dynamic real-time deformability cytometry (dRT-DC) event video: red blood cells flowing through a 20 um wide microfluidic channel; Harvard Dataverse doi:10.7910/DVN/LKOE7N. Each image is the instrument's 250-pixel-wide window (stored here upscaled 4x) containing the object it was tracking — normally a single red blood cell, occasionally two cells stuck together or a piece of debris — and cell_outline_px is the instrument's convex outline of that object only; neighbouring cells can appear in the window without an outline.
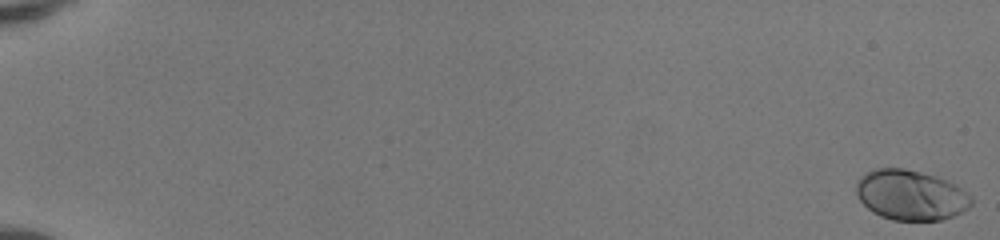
{"species": "human", "species_latin": "Homo sapiens", "temperature_condition": "room temperature", "stored_images_in_passage": 52, "camera_frame_rate_fps": 3000, "um_per_image_px": 0.085, "donor": {"sex": "female"}, "frame": {"image": 1, "passage_image": 1, "time_ms": 0.0, "image_size_px": [1000, 240], "cell_outline_px": [[972, 204], [968, 208], [952, 216], [940, 220], [892, 220], [880, 216], [872, 212], [856, 196], [856, 184], [860, 176], [876, 168], [904, 168], [936, 176], [956, 184], [972, 196]], "centroid_in_image_um": [77.4, 16.58], "position_along_channel_um": 7.6, "area_um2": 33.7}}
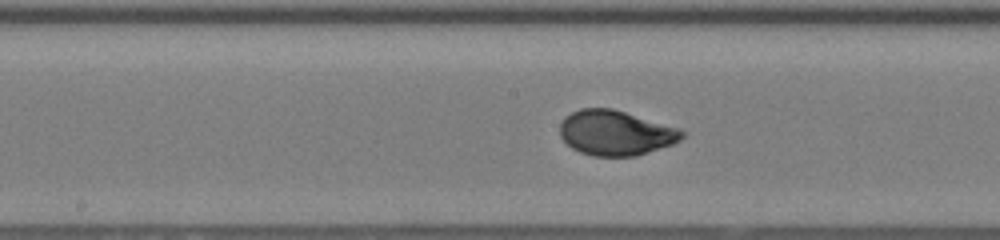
{"frame": {"image": 2, "passage_image": 30, "time_ms": 9.667, "image_size_px": [1000, 240], "cell_outline_px": [[684, 136], [680, 140], [672, 144], [636, 156], [592, 156], [580, 152], [572, 148], [560, 136], [560, 124], [564, 116], [580, 108], [612, 108], [680, 128], [684, 132]], "centroid_in_image_um": [52.31, 11.29], "position_along_channel_um": 195.9, "area_um2": 32.02}}
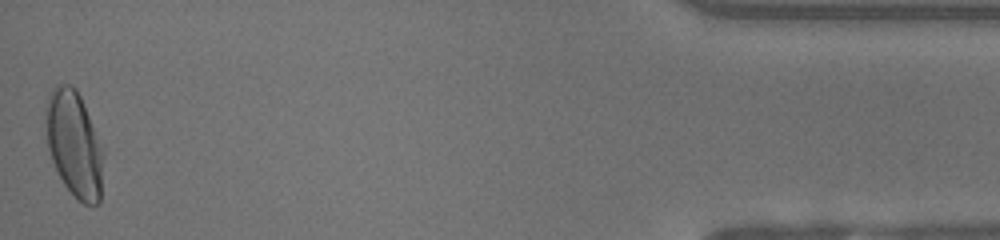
{"frame": {"image": 3, "passage_image": 52, "time_ms": 17.0, "image_size_px": [1000, 240], "cell_outline_px": [[104, 156], [100, 204], [84, 204], [76, 200], [64, 184], [52, 160], [48, 148], [44, 120], [44, 108], [48, 96], [52, 88], [56, 84], [68, 84], [76, 88], [80, 96], [104, 148]], "centroid_in_image_um": [6.31, 12.24], "position_along_channel_um": 428.9, "area_um2": 36.18}, "authors_computed_cell_mechanics": {"area_um2": 31.9923, "velocity_mm_per_s": 4.1753, "shape_relaxation_time_tau1_ms": 3.0405, "shape_relaxation_time_tau2_ms": null, "deformation_change_tau1": 0.1735, "deformation_change_tau2": null}}